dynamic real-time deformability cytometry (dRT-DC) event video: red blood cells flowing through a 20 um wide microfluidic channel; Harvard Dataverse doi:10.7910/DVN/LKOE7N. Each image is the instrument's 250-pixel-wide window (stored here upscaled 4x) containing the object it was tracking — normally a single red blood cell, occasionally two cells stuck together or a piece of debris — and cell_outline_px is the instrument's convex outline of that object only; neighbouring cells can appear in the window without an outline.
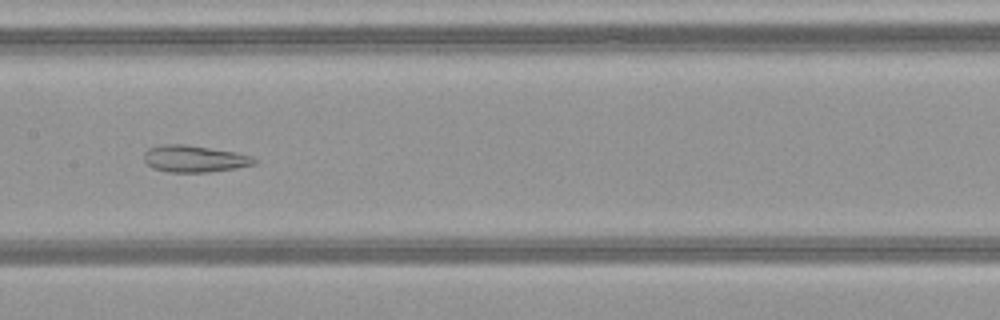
{"species": "common noctule bat (a hibernating species)", "species_latin": "Nyctalus noctula", "temperature_condition": "warm", "stored_images_in_passage": 39, "camera_frame_rate_fps": 3000, "um_per_image_px": 0.085, "animal": {"sex": "female", "body_mass_g": 21.9}, "frame": {"image": 1, "passage_image": 17, "time_ms": 5.333, "image_size_px": [1000, 320], "cell_outline_px": [[260, 160], [256, 164], [236, 168], [208, 172], [168, 172], [152, 168], [144, 160], [144, 152], [148, 148], [160, 144], [184, 144], [236, 152], [252, 156]], "centroid_in_image_um": [16.54, 13.49], "position_along_channel_um": 190.9, "area_um2": 17.4}}
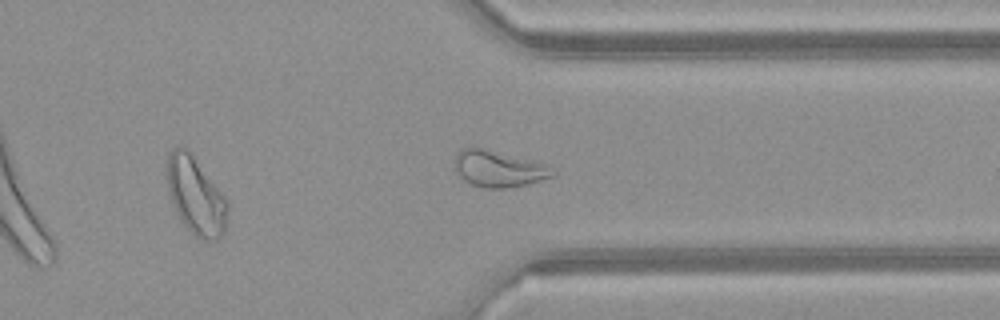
{"frame": {"image": 2, "passage_image": 30, "time_ms": 9.667, "image_size_px": [1000, 320], "cell_outline_px": [[556, 176], [528, 184], [504, 188], [484, 188], [472, 184], [464, 180], [456, 172], [452, 160], [464, 148], [472, 144], [532, 160], [556, 168]], "centroid_in_image_um": [42.38, 14.32], "position_along_channel_um": 369.0, "area_um2": 21.33}}
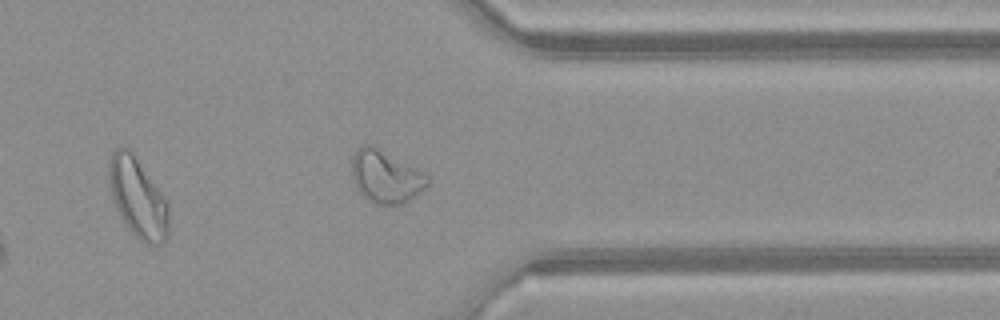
{"frame": {"image": 3, "passage_image": 31, "time_ms": 10.0, "image_size_px": [1000, 320], "cell_outline_px": [[168, 236], [164, 244], [144, 244], [132, 232], [124, 220], [116, 204], [112, 192], [108, 176], [108, 164], [112, 152], [116, 148], [128, 148], [132, 152], [160, 192], [168, 204]], "centroid_in_image_um": [11.73, 16.83], "position_along_channel_um": 399.7, "area_um2": 26.88}, "authors_computed_cell_mechanics": {"area_um2": 21.4438, "velocity_mm_per_s": 4.1377, "shape_relaxation_time_tau1_ms": null, "shape_relaxation_time_tau2_ms": 2.2993, "deformation_change_tau1": null, "deformation_change_tau2": 0.0991}}